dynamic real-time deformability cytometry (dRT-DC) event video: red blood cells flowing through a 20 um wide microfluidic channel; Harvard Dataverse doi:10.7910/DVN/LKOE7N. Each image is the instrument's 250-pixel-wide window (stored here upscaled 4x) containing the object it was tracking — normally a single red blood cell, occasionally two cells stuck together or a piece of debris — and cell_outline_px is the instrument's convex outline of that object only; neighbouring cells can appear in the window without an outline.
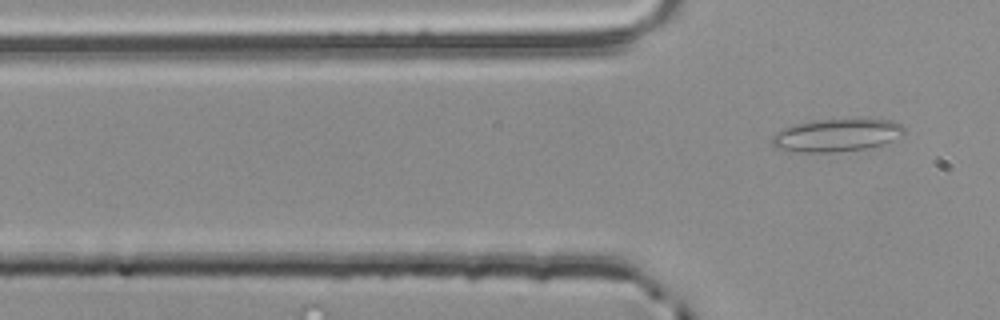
{"species": "common noctule bat (a hibernating species)", "species_latin": "Nyctalus noctula", "temperature_condition": "room temperature", "stored_images_in_passage": 4, "camera_frame_rate_fps": 3000, "um_per_image_px": 0.085, "animal": {"sex": "male", "body_mass_g": 20.4}, "frame": {"image": 1, "passage_image": 4, "time_ms": 1.0, "image_size_px": [1000, 320], "cell_outline_px": [[904, 132], [900, 136], [880, 144], [864, 148], [832, 152], [800, 152], [776, 148], [772, 144], [772, 136], [776, 132], [784, 128], [796, 124], [820, 120], [864, 116], [888, 120], [900, 124], [904, 128]], "centroid_in_image_um": [71.12, 11.45], "position_along_channel_um": 54.7, "area_um2": 25.37}}